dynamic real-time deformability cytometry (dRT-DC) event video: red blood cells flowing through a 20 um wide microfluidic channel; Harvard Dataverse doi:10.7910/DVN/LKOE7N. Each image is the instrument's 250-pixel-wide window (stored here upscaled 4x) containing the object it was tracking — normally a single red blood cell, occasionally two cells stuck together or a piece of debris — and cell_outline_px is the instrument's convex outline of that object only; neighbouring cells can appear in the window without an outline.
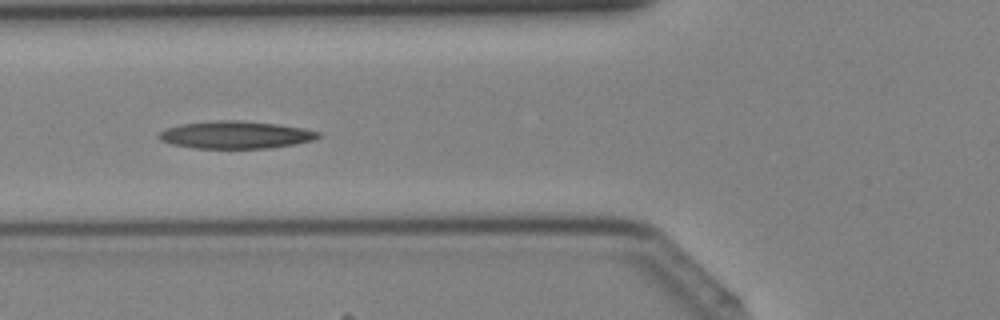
{"species": "Egyptian fruit bat (a non-hibernating species)", "species_latin": "Rousettus aegyptiacus", "temperature_condition": "cold", "stored_images_in_passage": 40, "camera_frame_rate_fps": 3000, "um_per_image_px": 0.085, "animal": {"sex": "female"}, "frame": {"image": 1, "passage_image": 15, "time_ms": 4.667, "image_size_px": [1000, 320], "cell_outline_px": [[320, 136], [312, 140], [292, 144], [268, 148], [196, 148], [172, 144], [160, 140], [156, 136], [160, 132], [168, 128], [180, 124], [216, 120], [240, 120], [276, 124], [304, 128], [320, 132]], "centroid_in_image_um": [20.0, 11.45], "position_along_channel_um": 105.8, "area_um2": 25.32}}
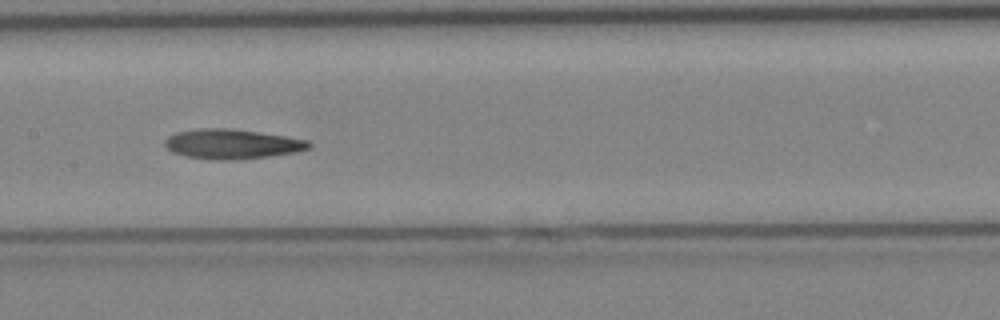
{"frame": {"image": 2, "passage_image": 20, "time_ms": 6.333, "image_size_px": [1000, 320], "cell_outline_px": [[312, 148], [296, 152], [268, 156], [232, 160], [212, 160], [184, 156], [172, 152], [164, 144], [164, 140], [168, 136], [176, 132], [200, 128], [232, 128], [260, 132], [308, 140], [312, 144]], "centroid_in_image_um": [19.71, 12.24], "position_along_channel_um": 187.7, "area_um2": 25.14}}
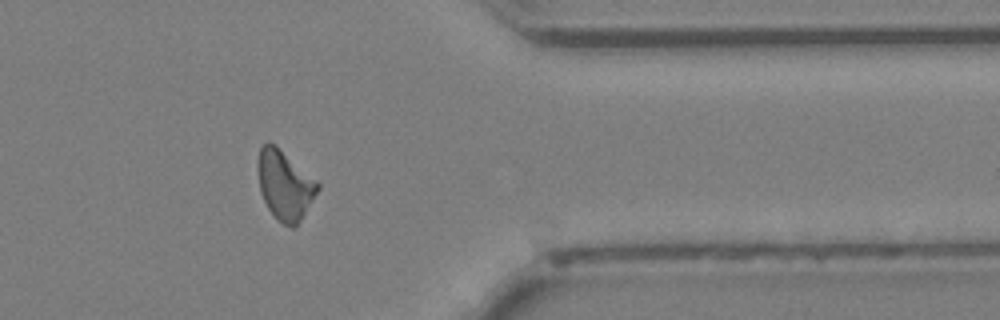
{"frame": {"image": 3, "passage_image": 33, "time_ms": 10.667, "image_size_px": [1000, 320], "cell_outline_px": [[320, 188], [296, 228], [292, 228], [276, 220], [268, 208], [260, 192], [256, 168], [256, 164], [260, 148], [268, 140], [276, 144], [316, 180], [320, 184]], "centroid_in_image_um": [24.18, 15.72], "position_along_channel_um": 387.2, "area_um2": 24.57}}